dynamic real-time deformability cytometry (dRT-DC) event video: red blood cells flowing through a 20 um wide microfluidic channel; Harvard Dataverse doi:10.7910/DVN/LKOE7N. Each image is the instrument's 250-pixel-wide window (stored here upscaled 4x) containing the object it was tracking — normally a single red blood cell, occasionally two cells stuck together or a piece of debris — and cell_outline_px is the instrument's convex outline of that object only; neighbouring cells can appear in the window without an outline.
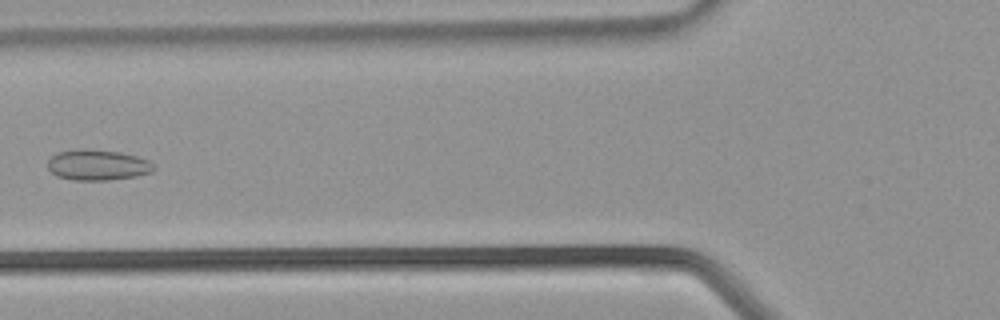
{"species": "common noctule bat (a hibernating species)", "species_latin": "Nyctalus noctula", "temperature_condition": "warm", "stored_images_in_passage": 38, "camera_frame_rate_fps": 3000, "um_per_image_px": 0.085, "animal": {"sex": "male", "body_mass_g": 21.5, "forearm_length_mm": 52.0}, "frame": {"image": 1, "passage_image": 15, "time_ms": 4.667, "image_size_px": [1000, 320], "cell_outline_px": [[156, 168], [152, 172], [136, 176], [108, 180], [72, 180], [56, 176], [48, 168], [48, 160], [56, 152], [80, 148], [84, 148], [120, 152], [136, 156], [148, 160]], "centroid_in_image_um": [8.27, 14.02], "position_along_channel_um": 117.5, "area_um2": 19.07}}
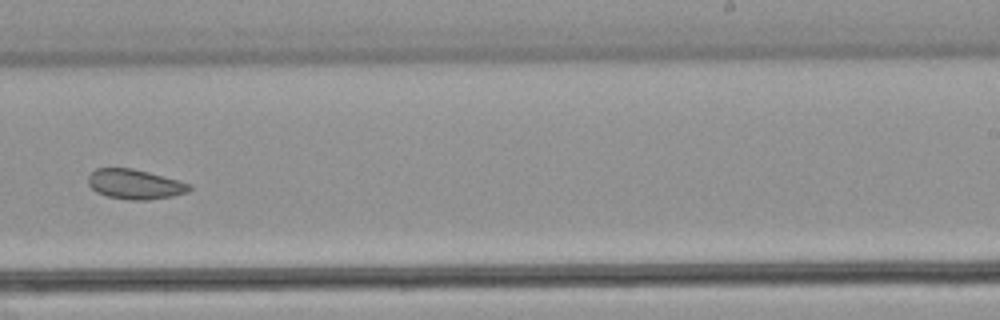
{"frame": {"image": 2, "passage_image": 24, "time_ms": 7.667, "image_size_px": [1000, 320], "cell_outline_px": [[192, 188], [188, 192], [172, 196], [148, 200], [128, 200], [108, 196], [96, 192], [88, 184], [88, 176], [96, 168], [132, 168], [148, 172], [192, 184]], "centroid_in_image_um": [11.47, 15.66], "position_along_channel_um": 277.5, "area_um2": 17.57}}
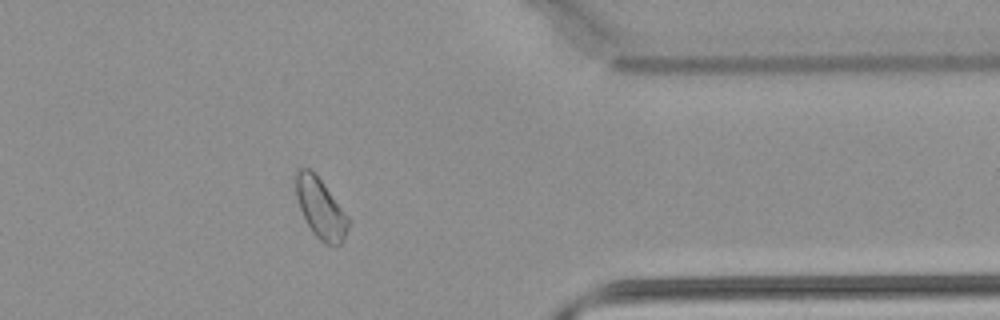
{"frame": {"image": 3, "passage_image": 31, "time_ms": 10.0, "image_size_px": [1000, 320], "cell_outline_px": [[348, 224], [344, 240], [340, 244], [332, 248], [324, 244], [312, 232], [300, 208], [296, 196], [296, 172], [300, 168], [308, 168], [320, 180], [348, 216]], "centroid_in_image_um": [27.25, 17.77], "position_along_channel_um": 384.1, "area_um2": 17.92}}